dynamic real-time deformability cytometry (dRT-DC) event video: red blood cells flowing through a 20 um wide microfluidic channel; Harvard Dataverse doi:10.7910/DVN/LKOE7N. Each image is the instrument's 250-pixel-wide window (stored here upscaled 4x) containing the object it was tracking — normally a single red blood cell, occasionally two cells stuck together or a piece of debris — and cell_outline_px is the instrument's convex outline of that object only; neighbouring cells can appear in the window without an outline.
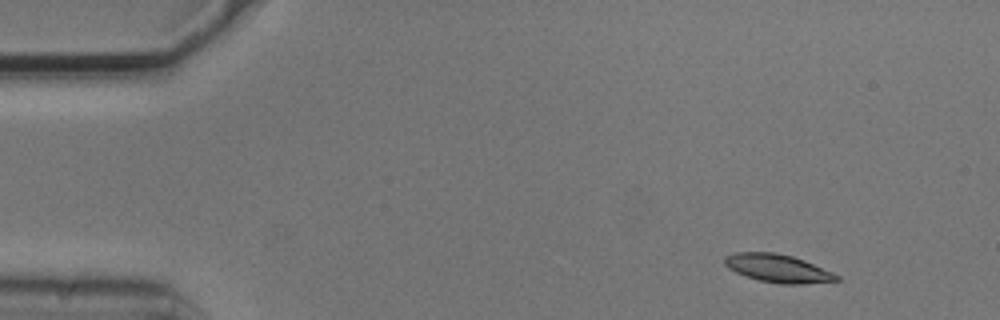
{"species": "common noctule bat (a hibernating species)", "species_latin": "Nyctalus noctula", "temperature_condition": "cold", "stored_images_in_passage": 4, "camera_frame_rate_fps": 3000, "um_per_image_px": 0.085, "animal": {"sex": "male", "body_mass_g": 20.5, "forearm_length_mm": 52.5}, "frame": {"image": 1, "passage_image": 1, "time_ms": 0.0, "image_size_px": [1000, 320], "cell_outline_px": [[840, 280], [800, 284], [780, 284], [760, 280], [736, 272], [728, 268], [724, 264], [724, 256], [736, 252], [776, 252], [792, 256], [804, 260], [832, 272], [840, 276]], "centroid_in_image_um": [66.1, 22.8], "position_along_channel_um": 18.9, "area_um2": 18.21}}
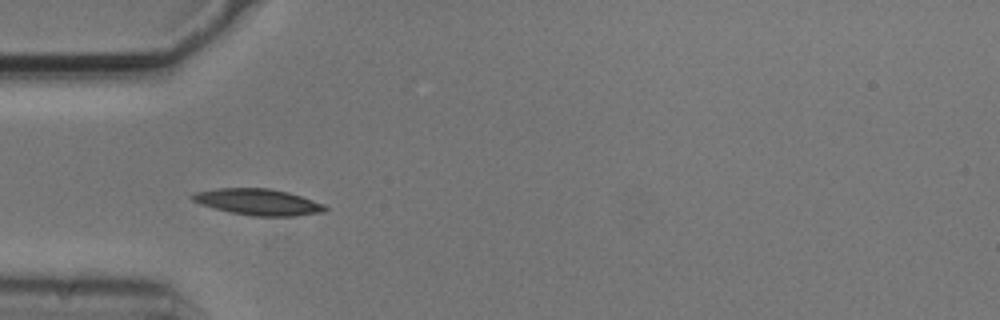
{"frame": {"image": 2, "passage_image": 4, "time_ms": 1.0, "image_size_px": [1000, 320], "cell_outline_px": [[328, 208], [324, 212], [296, 216], [252, 216], [232, 212], [200, 204], [192, 200], [188, 196], [192, 192], [216, 188], [268, 188], [288, 192], [324, 204]], "centroid_in_image_um": [21.91, 17.16], "position_along_channel_um": 63.1, "area_um2": 20.35}}